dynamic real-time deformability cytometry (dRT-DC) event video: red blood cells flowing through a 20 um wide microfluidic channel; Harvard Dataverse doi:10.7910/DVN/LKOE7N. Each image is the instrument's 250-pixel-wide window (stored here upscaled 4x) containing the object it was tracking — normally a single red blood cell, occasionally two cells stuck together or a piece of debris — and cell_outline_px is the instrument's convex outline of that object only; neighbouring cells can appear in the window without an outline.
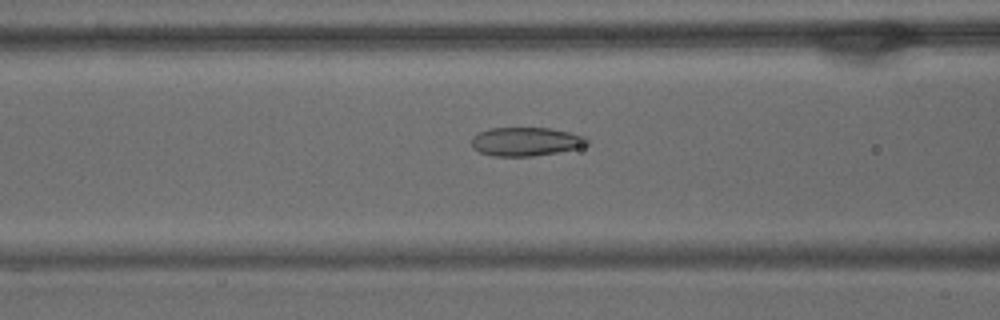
{"species": "common noctule bat (a hibernating species)", "species_latin": "Nyctalus noctula", "temperature_condition": "warm", "stored_images_in_passage": 56, "camera_frame_rate_fps": 3000, "um_per_image_px": 0.085, "animal": {"sex": "male", "body_mass_g": 15.6}, "frame": {"image": 1, "passage_image": 22, "time_ms": 7.0, "image_size_px": [1000, 320], "cell_outline_px": [[588, 144], [576, 148], [556, 152], [532, 156], [496, 156], [480, 152], [472, 148], [472, 136], [488, 128], [552, 128], [584, 136], [588, 140]], "centroid_in_image_um": [44.67, 12.03], "position_along_channel_um": 121.9, "area_um2": 19.13}}
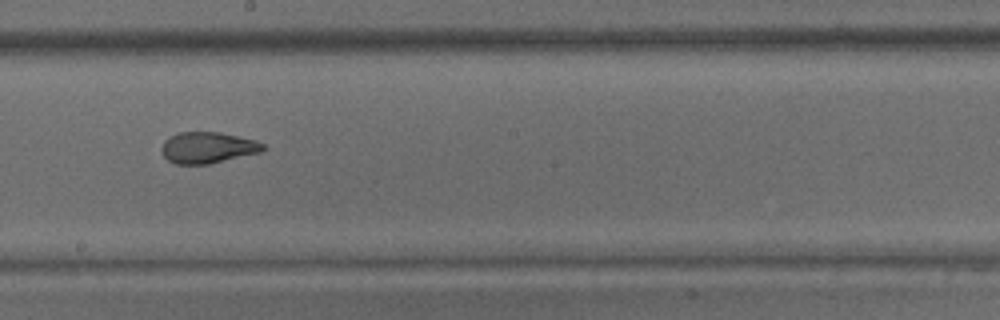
{"frame": {"image": 2, "passage_image": 31, "time_ms": 10.0, "image_size_px": [1000, 320], "cell_outline_px": [[264, 148], [260, 152], [208, 164], [176, 164], [168, 160], [160, 152], [160, 148], [164, 140], [180, 132], [216, 132], [256, 140], [264, 144]], "centroid_in_image_um": [17.61, 12.55], "position_along_channel_um": 230.6, "area_um2": 18.26}}
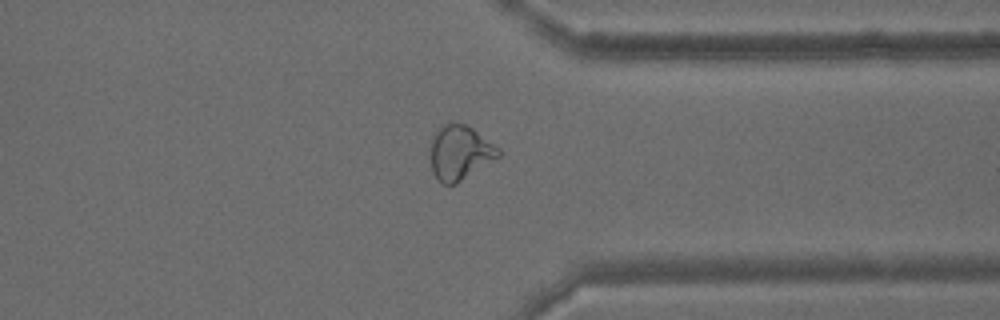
{"frame": {"image": 3, "passage_image": 43, "time_ms": 14.0, "image_size_px": [1000, 320], "cell_outline_px": [[500, 156], [456, 184], [444, 184], [432, 172], [428, 156], [428, 152], [432, 140], [440, 124], [464, 124], [472, 128], [500, 148]], "centroid_in_image_um": [39.06, 12.98], "position_along_channel_um": 372.3, "area_um2": 21.62}, "authors_computed_cell_mechanics": {"area_um2": 22.1085, "velocity_mm_per_s": 3.6264, "shape_relaxation_time_tau1_ms": null, "shape_relaxation_time_tau2_ms": 1.3504, "deformation_change_tau1": null, "deformation_change_tau2": 0.0794}}